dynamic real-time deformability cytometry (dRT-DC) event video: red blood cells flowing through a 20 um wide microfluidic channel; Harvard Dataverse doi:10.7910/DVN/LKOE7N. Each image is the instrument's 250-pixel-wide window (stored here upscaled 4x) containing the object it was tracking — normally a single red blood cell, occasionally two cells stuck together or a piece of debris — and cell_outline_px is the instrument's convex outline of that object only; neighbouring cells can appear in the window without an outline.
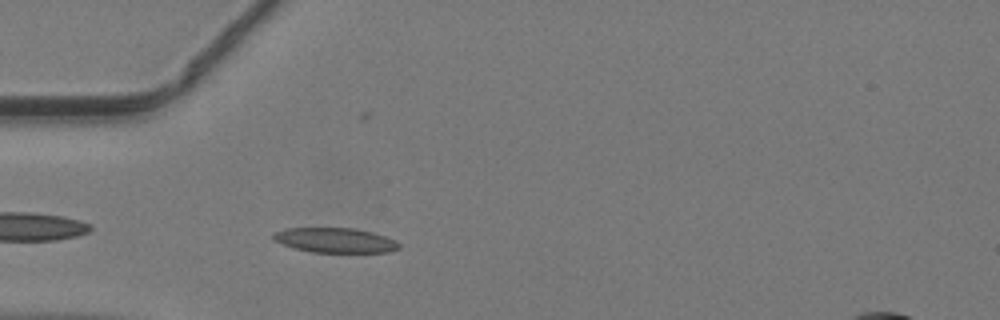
{"species": "common noctule bat (a hibernating species)", "species_latin": "Nyctalus noctula", "temperature_condition": "warm", "stored_images_in_passage": 33, "camera_frame_rate_fps": 3000, "um_per_image_px": 0.085, "animal": {"sex": "male", "body_mass_g": 19.2, "forearm_length_mm": 51.8}, "frame": {"image": 1, "passage_image": 3, "time_ms": 0.667, "image_size_px": [1000, 320], "cell_outline_px": [[400, 248], [388, 252], [312, 252], [292, 248], [272, 240], [272, 232], [284, 228], [352, 228], [372, 232], [396, 240], [400, 244]], "centroid_in_image_um": [28.43, 20.42], "position_along_channel_um": 56.6, "area_um2": 18.32}}
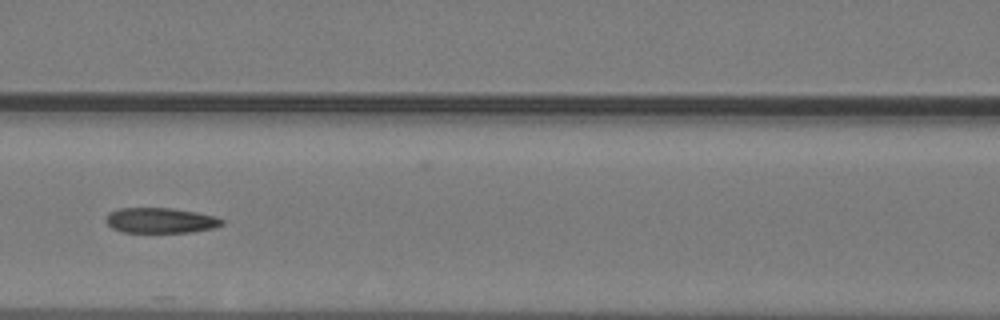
{"frame": {"image": 2, "passage_image": 10, "time_ms": 3.0, "image_size_px": [1000, 320], "cell_outline_px": [[224, 224], [212, 228], [188, 232], [124, 232], [112, 228], [104, 220], [108, 212], [120, 208], [172, 208], [196, 212], [216, 216], [224, 220]], "centroid_in_image_um": [13.62, 18.73], "position_along_channel_um": 153.0, "area_um2": 17.11}}
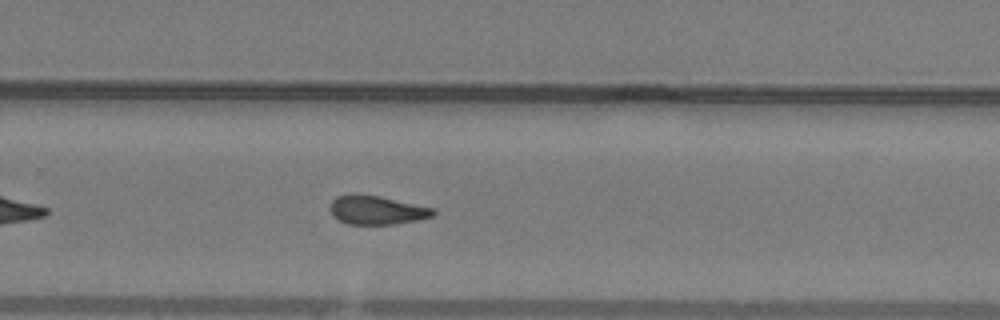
{"frame": {"image": 3, "passage_image": 20, "time_ms": 6.333, "image_size_px": [1000, 320], "cell_outline_px": [[436, 212], [432, 216], [416, 220], [396, 224], [348, 224], [340, 220], [328, 208], [332, 200], [336, 196], [380, 196], [436, 208]], "centroid_in_image_um": [32.09, 17.87], "position_along_channel_um": 297.7, "area_um2": 16.88}}